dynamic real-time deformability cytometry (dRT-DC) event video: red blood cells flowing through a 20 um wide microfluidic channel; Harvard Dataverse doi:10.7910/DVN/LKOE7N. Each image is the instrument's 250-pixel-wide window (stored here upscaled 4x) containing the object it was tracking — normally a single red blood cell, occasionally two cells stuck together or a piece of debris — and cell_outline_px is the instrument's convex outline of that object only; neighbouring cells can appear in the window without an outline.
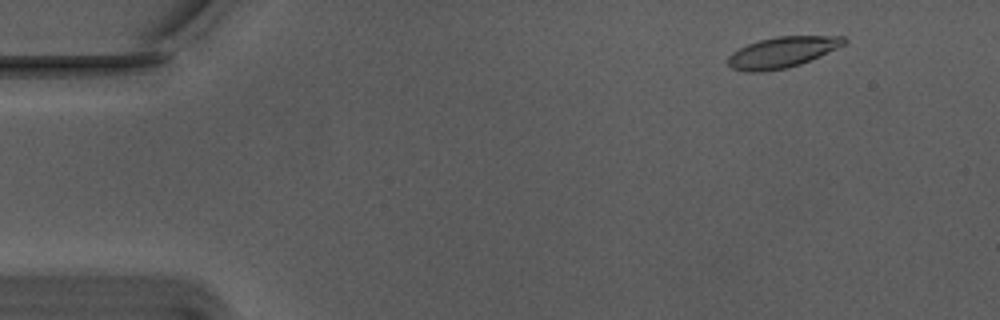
{"species": "Egyptian fruit bat (a non-hibernating species)", "species_latin": "Rousettus aegyptiacus", "temperature_condition": "warm", "stored_images_in_passage": 17, "camera_frame_rate_fps": 3000, "um_per_image_px": 0.085, "animal": {"sex": "male"}, "frame": {"image": 1, "passage_image": 5, "time_ms": 1.333, "image_size_px": [1000, 320], "cell_outline_px": [[848, 40], [844, 44], [836, 48], [800, 64], [788, 68], [760, 72], [744, 72], [732, 68], [728, 64], [728, 56], [732, 52], [748, 44], [760, 40], [776, 36], [844, 36]], "centroid_in_image_um": [66.45, 4.45], "position_along_channel_um": 18.5, "area_um2": 20.69}}
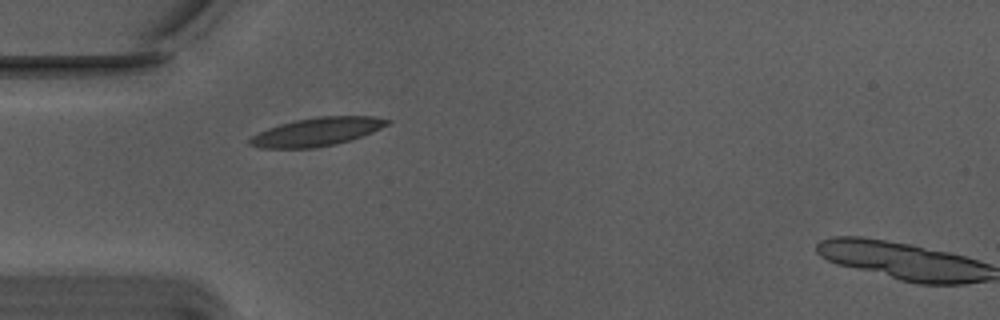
{"frame": {"image": 2, "passage_image": 16, "time_ms": 5.0, "image_size_px": [1000, 320], "cell_outline_px": [[392, 120], [388, 124], [372, 132], [352, 140], [336, 144], [312, 148], [260, 148], [248, 144], [248, 140], [252, 136], [268, 128], [280, 124], [296, 120], [320, 116], [376, 116]], "centroid_in_image_um": [26.95, 11.2], "position_along_channel_um": 58.0, "area_um2": 22.66}}